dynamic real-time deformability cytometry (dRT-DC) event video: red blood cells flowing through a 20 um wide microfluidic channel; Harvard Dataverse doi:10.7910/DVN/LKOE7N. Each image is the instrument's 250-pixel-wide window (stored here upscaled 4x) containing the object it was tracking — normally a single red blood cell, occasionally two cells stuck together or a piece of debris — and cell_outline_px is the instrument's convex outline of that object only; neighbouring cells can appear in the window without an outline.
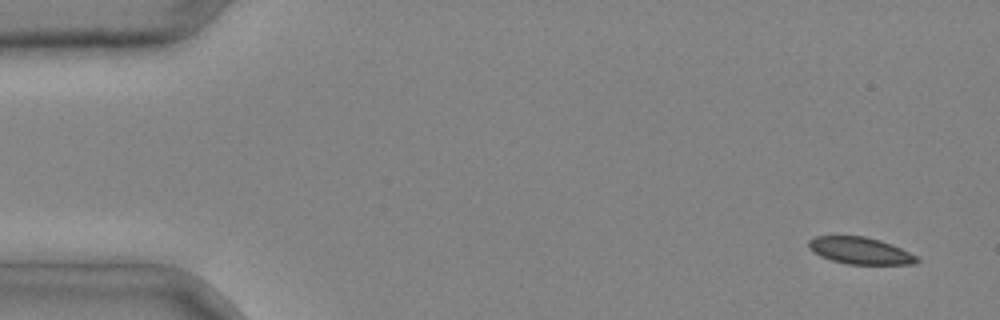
{"species": "common noctule bat (a hibernating species)", "species_latin": "Nyctalus noctula", "temperature_condition": "cold", "stored_images_in_passage": 4, "camera_frame_rate_fps": 3000, "um_per_image_px": 0.085, "animal": {"sex": "male", "body_mass_g": 20.4}, "frame": {"image": 1, "passage_image": 1, "time_ms": 0.0, "image_size_px": [1000, 320], "cell_outline_px": [[920, 260], [912, 264], [848, 264], [832, 260], [820, 256], [808, 248], [808, 240], [816, 236], [864, 236], [880, 240], [892, 244], [916, 256]], "centroid_in_image_um": [73.08, 21.3], "position_along_channel_um": 11.9, "area_um2": 16.82}}
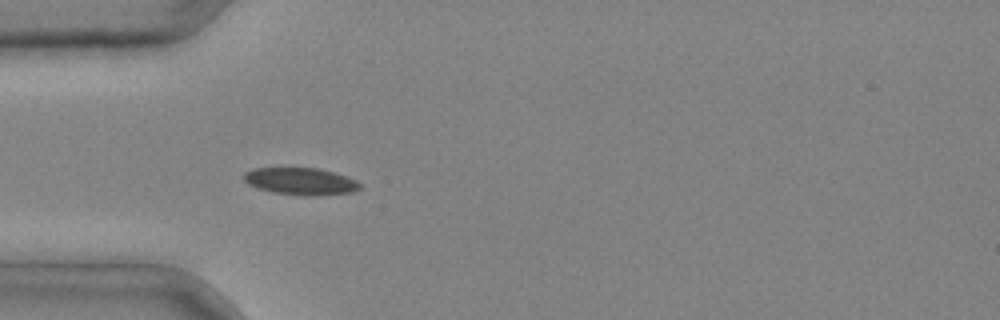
{"frame": {"image": 2, "passage_image": 4, "time_ms": 1.0, "image_size_px": [1000, 320], "cell_outline_px": [[360, 188], [352, 192], [316, 196], [300, 196], [272, 192], [248, 184], [244, 180], [244, 172], [256, 168], [320, 168], [356, 180], [360, 184]], "centroid_in_image_um": [25.55, 15.42], "position_along_channel_um": 59.4, "area_um2": 18.26}}